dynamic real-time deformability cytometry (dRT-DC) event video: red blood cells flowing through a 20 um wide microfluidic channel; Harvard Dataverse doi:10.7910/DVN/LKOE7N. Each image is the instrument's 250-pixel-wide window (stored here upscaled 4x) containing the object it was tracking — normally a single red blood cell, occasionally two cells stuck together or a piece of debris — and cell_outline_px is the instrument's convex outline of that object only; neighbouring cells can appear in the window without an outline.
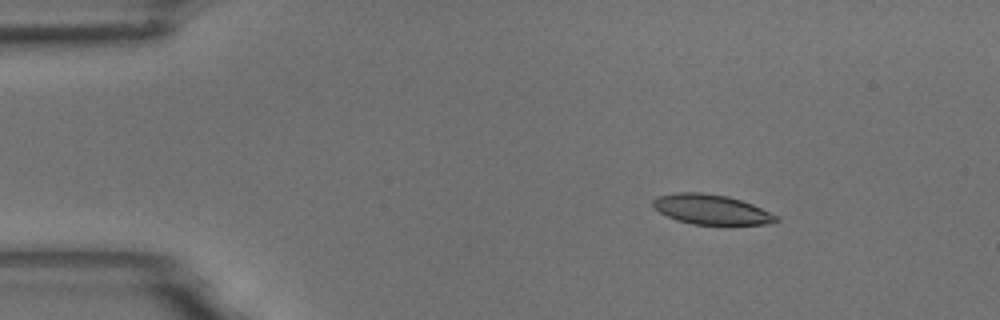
{"species": "common noctule bat (a hibernating species)", "species_latin": "Nyctalus noctula", "temperature_condition": "room temperature", "stored_images_in_passage": 48, "camera_frame_rate_fps": 3000, "um_per_image_px": 0.085, "animal": {"sex": "male", "body_mass_g": 18.8}, "frame": {"image": 1, "passage_image": 1, "time_ms": 0.0, "image_size_px": [1000, 320], "cell_outline_px": [[780, 220], [768, 224], [692, 224], [676, 220], [660, 212], [652, 204], [652, 200], [656, 196], [676, 192], [700, 192], [728, 196], [752, 204], [780, 216]], "centroid_in_image_um": [60.47, 17.79], "position_along_channel_um": 24.5, "area_um2": 21.44}}
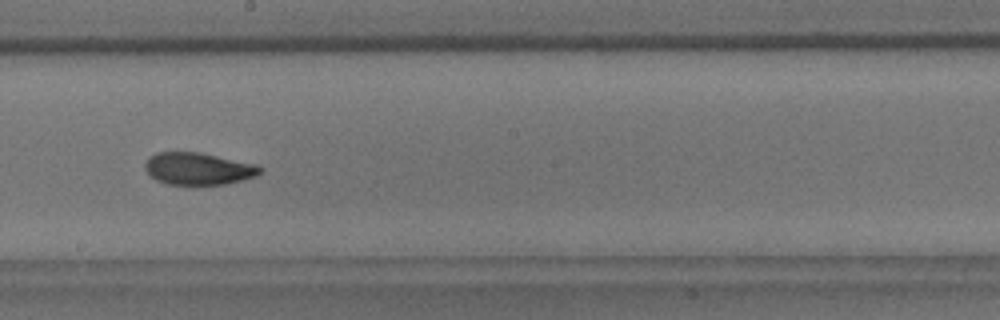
{"frame": {"image": 2, "passage_image": 24, "time_ms": 7.667, "image_size_px": [1000, 320], "cell_outline_px": [[264, 168], [256, 176], [224, 184], [168, 184], [156, 180], [144, 168], [144, 164], [156, 152], [200, 152], [260, 164]], "centroid_in_image_um": [16.91, 14.32], "position_along_channel_um": 231.3, "area_um2": 21.56}}
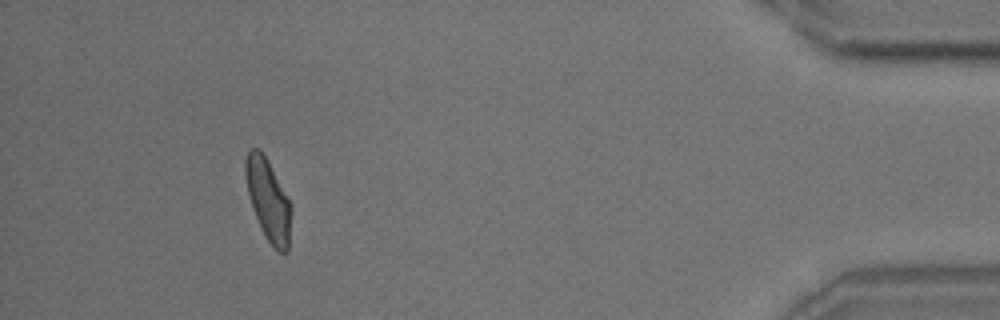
{"frame": {"image": 3, "passage_image": 44, "time_ms": 14.333, "image_size_px": [1000, 320], "cell_outline_px": [[292, 208], [288, 252], [280, 252], [264, 236], [260, 228], [252, 208], [248, 192], [244, 172], [244, 160], [248, 148], [260, 148], [268, 160], [292, 204]], "centroid_in_image_um": [22.79, 16.94], "position_along_channel_um": 412.4, "area_um2": 22.02}, "authors_computed_cell_mechanics": {"area_um2": 21.8484, "velocity_mm_per_s": 3.629, "shape_relaxation_time_tau1_ms": 4.2645, "shape_relaxation_time_tau2_ms": 2.5816, "deformation_change_tau1": 0.1462, "deformation_change_tau2": 0.0831}}